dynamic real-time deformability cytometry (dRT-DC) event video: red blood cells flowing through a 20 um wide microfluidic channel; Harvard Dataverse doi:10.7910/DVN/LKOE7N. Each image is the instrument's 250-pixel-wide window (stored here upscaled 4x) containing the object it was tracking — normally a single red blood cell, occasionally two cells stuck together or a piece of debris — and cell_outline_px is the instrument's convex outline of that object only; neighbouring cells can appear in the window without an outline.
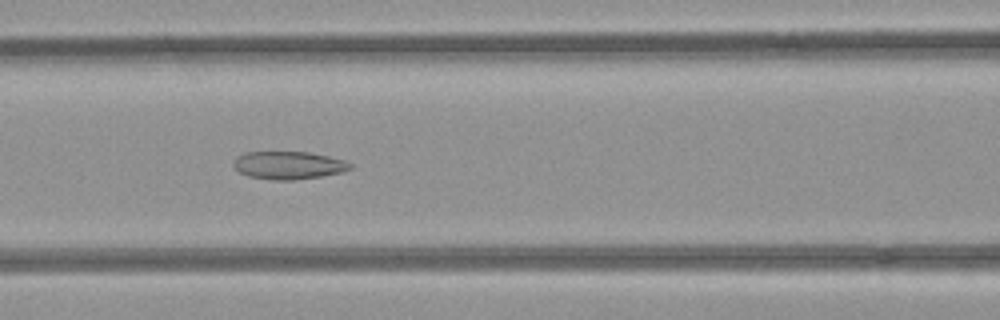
{"species": "common noctule bat (a hibernating species)", "species_latin": "Nyctalus noctula", "temperature_condition": "room temperature", "stored_images_in_passage": 54, "camera_frame_rate_fps": 3000, "um_per_image_px": 0.085, "animal": {"sex": "female", "body_mass_g": 21.9}, "frame": {"image": 1, "passage_image": 23, "time_ms": 7.333, "image_size_px": [1000, 320], "cell_outline_px": [[352, 168], [340, 172], [320, 176], [292, 180], [272, 180], [248, 176], [240, 172], [232, 164], [236, 156], [244, 152], [308, 152], [328, 156], [344, 160], [352, 164]], "centroid_in_image_um": [24.49, 14.04], "position_along_channel_um": 142.1, "area_um2": 18.84}}
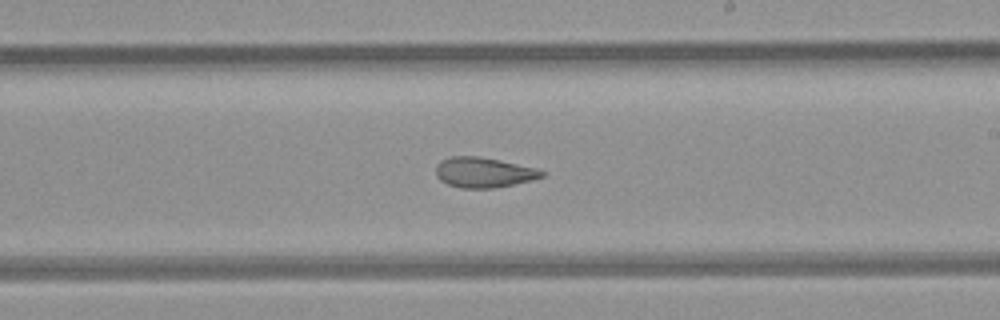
{"frame": {"image": 2, "passage_image": 31, "time_ms": 10.0, "image_size_px": [1000, 320], "cell_outline_px": [[544, 176], [532, 180], [492, 188], [460, 188], [448, 184], [440, 180], [436, 176], [436, 164], [440, 160], [448, 156], [476, 156], [500, 160], [536, 168], [544, 172]], "centroid_in_image_um": [41.06, 14.64], "position_along_channel_um": 247.9, "area_um2": 18.61}}
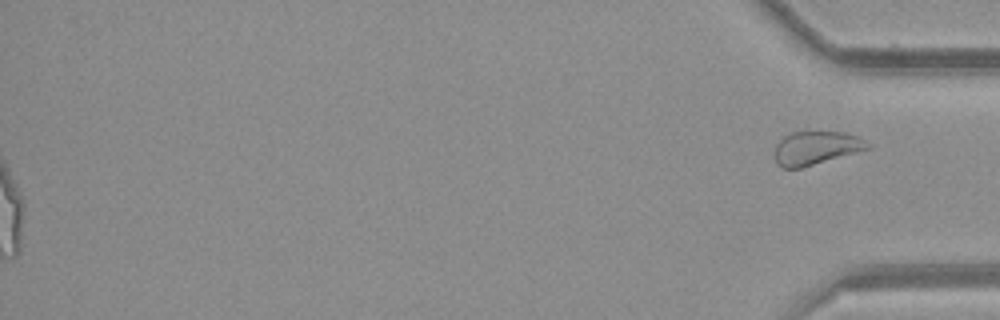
{"frame": {"image": 3, "passage_image": 54, "time_ms": 17.667, "image_size_px": [1000, 320], "cell_outline_px": [[868, 148], [856, 152], [800, 168], [780, 168], [776, 164], [776, 144], [784, 136], [792, 132], [844, 132], [856, 136], [864, 140], [868, 144]], "centroid_in_image_um": [69.31, 12.58], "position_along_channel_um": 365.9, "area_um2": 17.69}, "authors_computed_cell_mechanics": {"area_um2": 22.1663, "velocity_mm_per_s": 3.9773, "shape_relaxation_time_tau1_ms": null, "shape_relaxation_time_tau2_ms": 2.621, "deformation_change_tau1": null, "deformation_change_tau2": 0.1031}}